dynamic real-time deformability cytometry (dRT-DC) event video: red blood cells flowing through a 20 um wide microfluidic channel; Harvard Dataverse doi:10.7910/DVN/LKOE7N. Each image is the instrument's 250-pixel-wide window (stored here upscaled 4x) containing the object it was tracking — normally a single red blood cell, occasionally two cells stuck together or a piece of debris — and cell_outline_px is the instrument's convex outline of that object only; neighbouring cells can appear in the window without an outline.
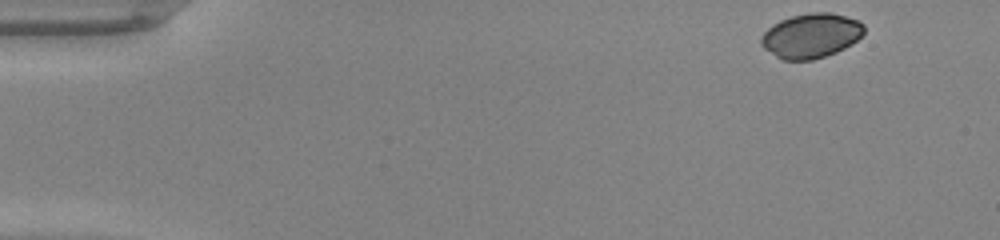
{"species": "common noctule bat (a hibernating species)", "species_latin": "Nyctalus noctula", "temperature_condition": "warm", "stored_images_in_passage": 45, "camera_frame_rate_fps": 3000, "um_per_image_px": 0.085, "animal": {"sex": "male", "body_mass_g": 20.0, "forearm_length_mm": 53.3}, "frame": {"image": 1, "passage_image": 1, "time_ms": 0.0, "image_size_px": [1000, 240], "cell_outline_px": [[864, 32], [852, 44], [836, 52], [812, 60], [780, 60], [764, 48], [760, 44], [760, 36], [772, 24], [780, 20], [792, 16], [812, 12], [832, 12], [856, 20], [864, 24]], "centroid_in_image_um": [68.9, 3.04], "position_along_channel_um": 16.1, "area_um2": 26.76}}
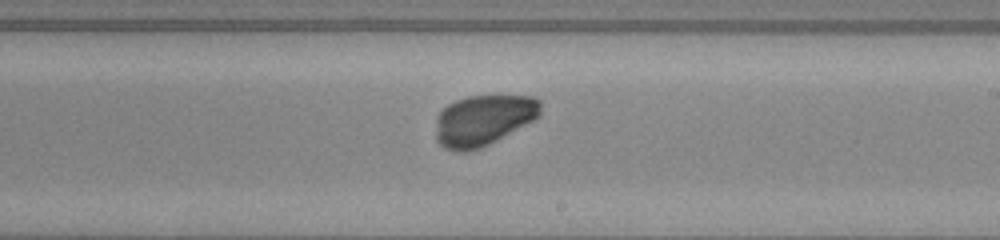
{"frame": {"image": 2, "passage_image": 26, "time_ms": 8.333, "image_size_px": [1000, 240], "cell_outline_px": [[540, 116], [496, 140], [480, 148], [468, 152], [456, 152], [444, 148], [436, 140], [436, 116], [448, 104], [456, 100], [468, 96], [532, 96], [540, 100]], "centroid_in_image_um": [41.05, 10.22], "position_along_channel_um": 248.0, "area_um2": 30.87}}